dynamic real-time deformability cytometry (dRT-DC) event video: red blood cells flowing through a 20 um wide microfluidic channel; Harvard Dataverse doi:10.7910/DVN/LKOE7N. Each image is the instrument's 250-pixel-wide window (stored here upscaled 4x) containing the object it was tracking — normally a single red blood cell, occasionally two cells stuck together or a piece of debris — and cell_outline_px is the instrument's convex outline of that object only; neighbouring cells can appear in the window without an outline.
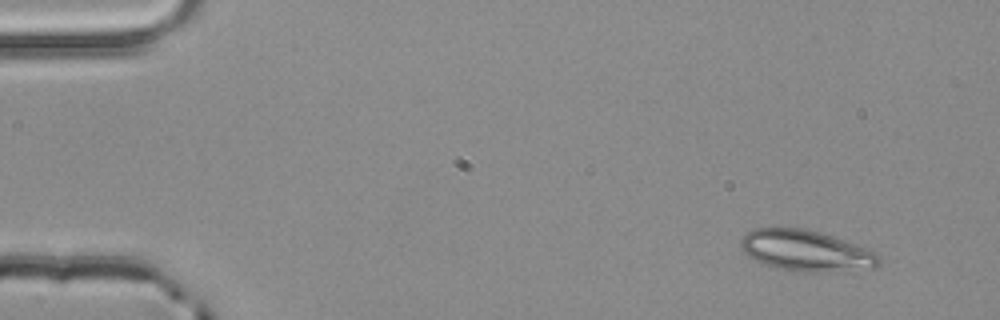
{"species": "common noctule bat (a hibernating species)", "species_latin": "Nyctalus noctula", "temperature_condition": "room temperature", "stored_images_in_passage": 4, "camera_frame_rate_fps": 3000, "um_per_image_px": 0.085, "animal": {"sex": "male", "body_mass_g": 20.4}, "frame": {"image": 1, "passage_image": 1, "time_ms": 0.0, "image_size_px": [1000, 320], "cell_outline_px": [[880, 264], [876, 268], [780, 268], [756, 260], [748, 256], [740, 248], [740, 240], [752, 228], [804, 228], [820, 232], [832, 236], [876, 252], [880, 256]], "centroid_in_image_um": [68.45, 21.22], "position_along_channel_um": 16.5, "area_um2": 31.1}}